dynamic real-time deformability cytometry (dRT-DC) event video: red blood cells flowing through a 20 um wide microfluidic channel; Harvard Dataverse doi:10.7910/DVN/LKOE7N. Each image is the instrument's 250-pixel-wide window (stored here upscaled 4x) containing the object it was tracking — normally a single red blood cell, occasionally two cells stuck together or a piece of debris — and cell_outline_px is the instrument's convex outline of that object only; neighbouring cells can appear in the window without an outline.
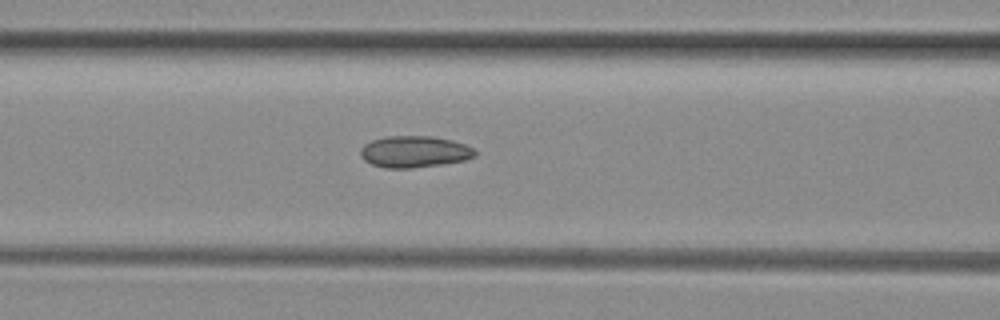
{"species": "common noctule bat (a hibernating species)", "species_latin": "Nyctalus noctula", "temperature_condition": "room temperature", "stored_images_in_passage": 5, "camera_frame_rate_fps": 3000, "um_per_image_px": 0.085, "animal": {"sex": "female", "body_mass_g": 29.2, "forearm_length_mm": 56.3}, "frame": {"image": 1, "passage_image": 5, "time_ms": 1.333, "image_size_px": [1000, 320], "cell_outline_px": [[476, 156], [464, 160], [440, 164], [412, 168], [384, 168], [372, 164], [364, 160], [360, 156], [360, 148], [364, 144], [372, 140], [388, 136], [432, 136], [452, 140], [464, 144], [472, 148], [476, 152]], "centroid_in_image_um": [35.19, 12.89], "position_along_channel_um": 131.4, "area_um2": 21.04}}